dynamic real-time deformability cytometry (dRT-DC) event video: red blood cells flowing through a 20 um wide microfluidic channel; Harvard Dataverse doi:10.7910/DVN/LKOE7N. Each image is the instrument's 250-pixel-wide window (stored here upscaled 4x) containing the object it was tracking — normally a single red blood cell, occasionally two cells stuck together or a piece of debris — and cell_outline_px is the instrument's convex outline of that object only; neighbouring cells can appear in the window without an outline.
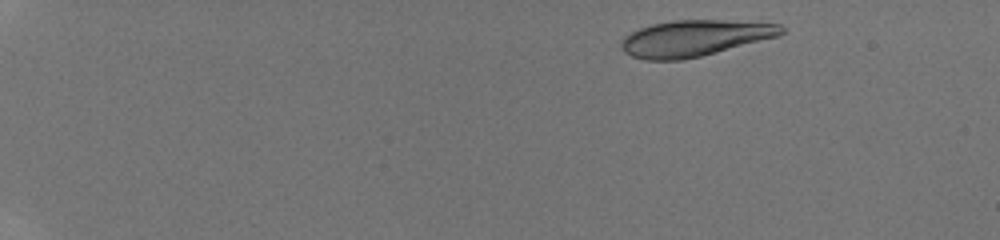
{"species": "human", "species_latin": "Homo sapiens", "temperature_condition": "room temperature", "stored_images_in_passage": 40, "camera_frame_rate_fps": 3000, "um_per_image_px": 0.085, "donor": {"sex": "male"}, "frame": {"image": 1, "passage_image": 1, "time_ms": 0.0, "image_size_px": [1000, 240], "cell_outline_px": [[784, 32], [780, 36], [700, 56], [680, 60], [644, 60], [632, 56], [624, 52], [620, 44], [624, 36], [640, 28], [652, 24], [672, 20], [724, 20], [780, 24], [784, 28]], "centroid_in_image_um": [59.03, 3.24], "position_along_channel_um": 26.0, "area_um2": 33.64}}
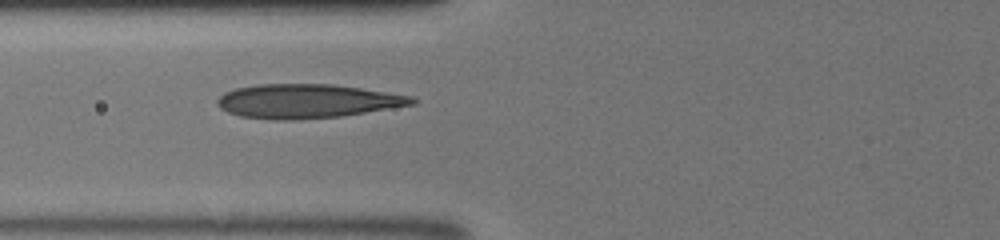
{"frame": {"image": 2, "passage_image": 15, "time_ms": 4.667, "image_size_px": [1000, 240], "cell_outline_px": [[416, 104], [340, 116], [292, 120], [276, 120], [240, 116], [228, 112], [220, 108], [216, 104], [216, 100], [224, 92], [236, 88], [256, 84], [332, 84], [360, 88], [412, 96], [416, 100]], "centroid_in_image_um": [26.06, 8.59], "position_along_channel_um": 99.7, "area_um2": 38.49}}
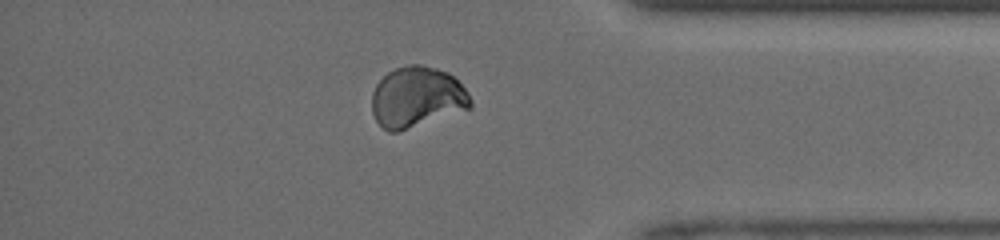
{"frame": {"image": 3, "passage_image": 35, "time_ms": 11.333, "image_size_px": [1000, 240], "cell_outline_px": [[472, 108], [396, 132], [388, 132], [376, 120], [372, 112], [372, 92], [376, 84], [388, 72], [396, 68], [412, 64], [420, 64], [436, 68], [448, 72], [468, 92], [472, 100]], "centroid_in_image_um": [35.44, 8.26], "position_along_channel_um": 399.8, "area_um2": 34.8}}